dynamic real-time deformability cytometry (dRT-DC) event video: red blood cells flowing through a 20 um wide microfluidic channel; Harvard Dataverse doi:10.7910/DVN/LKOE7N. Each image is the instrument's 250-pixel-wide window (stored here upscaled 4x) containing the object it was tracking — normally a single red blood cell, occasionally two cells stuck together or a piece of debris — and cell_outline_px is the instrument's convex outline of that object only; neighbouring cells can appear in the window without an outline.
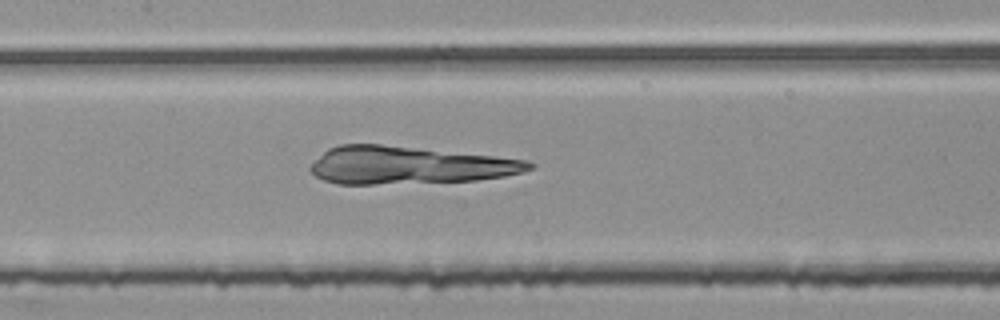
{"species": "common noctule bat (a hibernating species)", "species_latin": "Nyctalus noctula", "temperature_condition": "room temperature", "stored_images_in_passage": 53, "camera_frame_rate_fps": 3000, "um_per_image_px": 0.085, "animal": {"sex": "female", "body_mass_g": 25.1}, "frame": {"image": 1, "passage_image": 25, "time_ms": 8.0, "image_size_px": [1000, 320], "cell_outline_px": [[536, 168], [524, 172], [504, 176], [476, 180], [372, 184], [336, 184], [324, 180], [316, 176], [308, 168], [328, 148], [340, 144], [380, 144], [492, 156], [524, 160], [536, 164]], "centroid_in_image_um": [34.75, 14.05], "position_along_channel_um": 172.7, "area_um2": 47.45}}
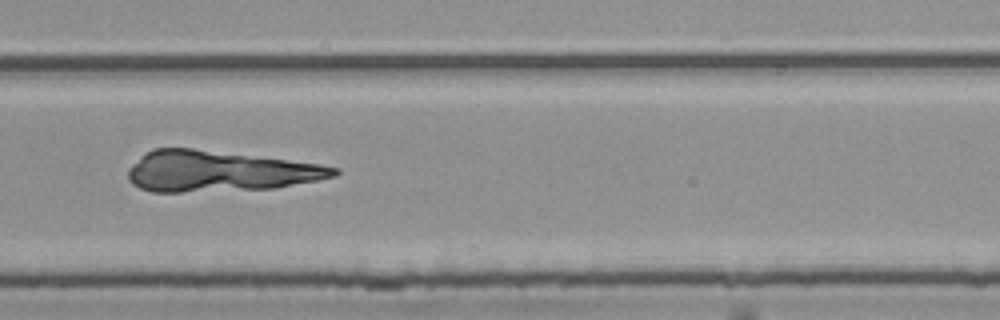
{"frame": {"image": 2, "passage_image": 36, "time_ms": 11.667, "image_size_px": [1000, 320], "cell_outline_px": [[340, 172], [336, 176], [276, 188], [180, 192], [152, 192], [140, 188], [132, 184], [128, 180], [128, 168], [132, 164], [152, 148], [192, 148], [320, 164], [340, 168]], "centroid_in_image_um": [18.61, 14.56], "position_along_channel_um": 311.2, "area_um2": 48.67}}
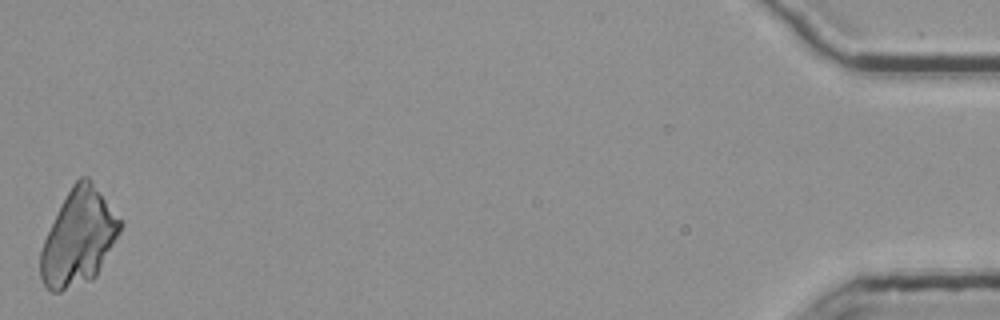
{"frame": {"image": 3, "passage_image": 53, "time_ms": 17.333, "image_size_px": [1000, 320], "cell_outline_px": [[124, 224], [120, 232], [96, 276], [92, 280], [60, 292], [52, 292], [44, 284], [40, 276], [40, 252], [44, 240], [72, 184], [80, 176], [88, 176]], "centroid_in_image_um": [6.69, 20.22], "position_along_channel_um": 428.5, "area_um2": 43.81}}